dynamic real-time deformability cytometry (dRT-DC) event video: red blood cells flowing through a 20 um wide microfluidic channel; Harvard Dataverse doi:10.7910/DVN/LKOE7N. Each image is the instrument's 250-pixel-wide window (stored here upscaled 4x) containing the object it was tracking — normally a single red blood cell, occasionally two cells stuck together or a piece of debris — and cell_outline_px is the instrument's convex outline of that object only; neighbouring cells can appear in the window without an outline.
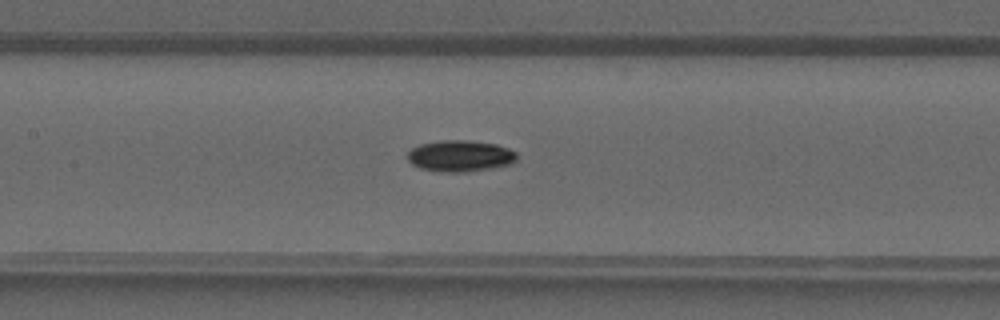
{"species": "common noctule bat (a hibernating species)", "species_latin": "Nyctalus noctula", "temperature_condition": "warm", "stored_images_in_passage": 41, "camera_frame_rate_fps": 3000, "um_per_image_px": 0.085, "animal": {"sex": "male", "forearm_length_mm": 52.5}, "frame": {"image": 1, "passage_image": 20, "time_ms": 6.333, "image_size_px": [1000, 320], "cell_outline_px": [[516, 160], [508, 164], [488, 168], [464, 172], [440, 172], [420, 168], [412, 164], [408, 160], [408, 152], [412, 148], [420, 144], [440, 140], [464, 140], [496, 144], [508, 148], [516, 152]], "centroid_in_image_um": [39.07, 13.25], "position_along_channel_um": 168.3, "area_um2": 19.77}}
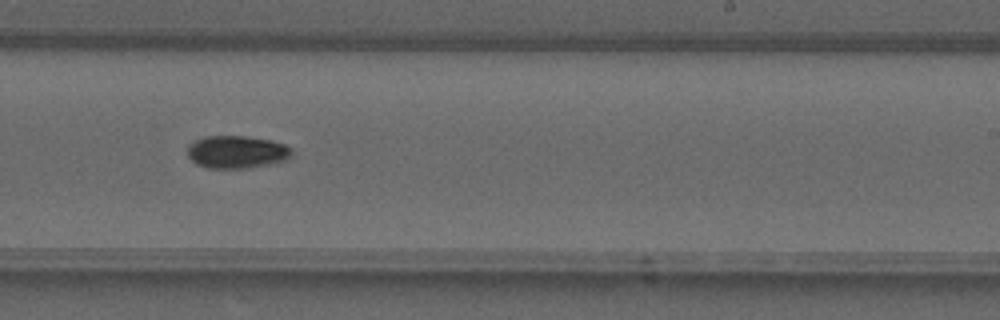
{"frame": {"image": 2, "passage_image": 26, "time_ms": 8.333, "image_size_px": [1000, 320], "cell_outline_px": [[292, 152], [284, 160], [268, 164], [248, 168], [208, 168], [196, 164], [188, 156], [188, 144], [204, 136], [248, 136], [272, 140], [284, 144], [292, 148]], "centroid_in_image_um": [20.1, 12.9], "position_along_channel_um": 268.9, "area_um2": 19.83}}
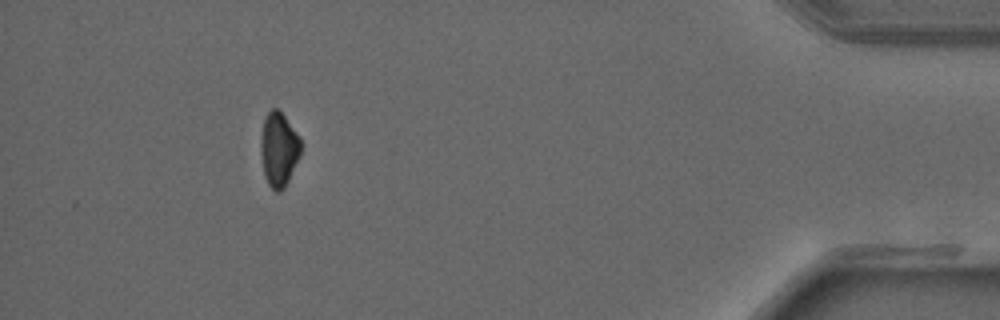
{"frame": {"image": 3, "passage_image": 38, "time_ms": 12.333, "image_size_px": [1000, 320], "cell_outline_px": [[300, 156], [284, 188], [280, 192], [276, 192], [268, 184], [264, 176], [260, 152], [260, 140], [264, 120], [268, 112], [272, 108], [276, 108], [284, 116], [300, 136]], "centroid_in_image_um": [23.68, 12.71], "position_along_channel_um": 411.5, "area_um2": 17.28}}